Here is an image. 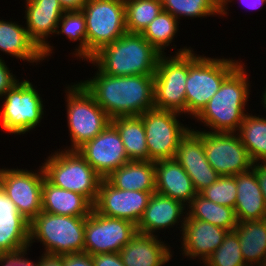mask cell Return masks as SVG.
<instances>
[{
    "mask_svg": "<svg viewBox=\"0 0 266 266\" xmlns=\"http://www.w3.org/2000/svg\"><path fill=\"white\" fill-rule=\"evenodd\" d=\"M91 79L80 81L112 119L140 116L154 106V75L111 76L99 69Z\"/></svg>",
    "mask_w": 266,
    "mask_h": 266,
    "instance_id": "1",
    "label": "cell"
},
{
    "mask_svg": "<svg viewBox=\"0 0 266 266\" xmlns=\"http://www.w3.org/2000/svg\"><path fill=\"white\" fill-rule=\"evenodd\" d=\"M161 54L138 33H125L87 62L111 76L155 75Z\"/></svg>",
    "mask_w": 266,
    "mask_h": 266,
    "instance_id": "2",
    "label": "cell"
},
{
    "mask_svg": "<svg viewBox=\"0 0 266 266\" xmlns=\"http://www.w3.org/2000/svg\"><path fill=\"white\" fill-rule=\"evenodd\" d=\"M245 65L240 64L221 84L219 90L195 119L209 127L210 132L236 133L247 113L250 89ZM245 111V112H244Z\"/></svg>",
    "mask_w": 266,
    "mask_h": 266,
    "instance_id": "3",
    "label": "cell"
},
{
    "mask_svg": "<svg viewBox=\"0 0 266 266\" xmlns=\"http://www.w3.org/2000/svg\"><path fill=\"white\" fill-rule=\"evenodd\" d=\"M203 56V57H202ZM197 56L189 52L186 80V114L195 118L219 90L223 81L241 64L237 60Z\"/></svg>",
    "mask_w": 266,
    "mask_h": 266,
    "instance_id": "4",
    "label": "cell"
},
{
    "mask_svg": "<svg viewBox=\"0 0 266 266\" xmlns=\"http://www.w3.org/2000/svg\"><path fill=\"white\" fill-rule=\"evenodd\" d=\"M86 217L55 215L41 211L29 226V245L37 240L45 254L67 255L84 252Z\"/></svg>",
    "mask_w": 266,
    "mask_h": 266,
    "instance_id": "5",
    "label": "cell"
},
{
    "mask_svg": "<svg viewBox=\"0 0 266 266\" xmlns=\"http://www.w3.org/2000/svg\"><path fill=\"white\" fill-rule=\"evenodd\" d=\"M45 178L54 186L77 192L94 204L103 179L77 150H62L42 163Z\"/></svg>",
    "mask_w": 266,
    "mask_h": 266,
    "instance_id": "6",
    "label": "cell"
},
{
    "mask_svg": "<svg viewBox=\"0 0 266 266\" xmlns=\"http://www.w3.org/2000/svg\"><path fill=\"white\" fill-rule=\"evenodd\" d=\"M66 88L67 121L72 145L65 150H77L101 133L111 123V118L81 82Z\"/></svg>",
    "mask_w": 266,
    "mask_h": 266,
    "instance_id": "7",
    "label": "cell"
},
{
    "mask_svg": "<svg viewBox=\"0 0 266 266\" xmlns=\"http://www.w3.org/2000/svg\"><path fill=\"white\" fill-rule=\"evenodd\" d=\"M170 58L165 54L158 59L154 75V106L157 109L186 114V80L189 71V52L180 48ZM167 56V57H166Z\"/></svg>",
    "mask_w": 266,
    "mask_h": 266,
    "instance_id": "8",
    "label": "cell"
},
{
    "mask_svg": "<svg viewBox=\"0 0 266 266\" xmlns=\"http://www.w3.org/2000/svg\"><path fill=\"white\" fill-rule=\"evenodd\" d=\"M81 11L86 21L87 60L127 33L124 0H87Z\"/></svg>",
    "mask_w": 266,
    "mask_h": 266,
    "instance_id": "9",
    "label": "cell"
},
{
    "mask_svg": "<svg viewBox=\"0 0 266 266\" xmlns=\"http://www.w3.org/2000/svg\"><path fill=\"white\" fill-rule=\"evenodd\" d=\"M3 96L0 126L4 131L23 135L39 125L44 116L43 99L30 81H17Z\"/></svg>",
    "mask_w": 266,
    "mask_h": 266,
    "instance_id": "10",
    "label": "cell"
},
{
    "mask_svg": "<svg viewBox=\"0 0 266 266\" xmlns=\"http://www.w3.org/2000/svg\"><path fill=\"white\" fill-rule=\"evenodd\" d=\"M182 114L169 110L153 108L140 117L145 128L149 161L171 159L175 157L180 140L191 127L179 123Z\"/></svg>",
    "mask_w": 266,
    "mask_h": 266,
    "instance_id": "11",
    "label": "cell"
},
{
    "mask_svg": "<svg viewBox=\"0 0 266 266\" xmlns=\"http://www.w3.org/2000/svg\"><path fill=\"white\" fill-rule=\"evenodd\" d=\"M137 233V225L116 217L101 215L92 209L86 217L84 231V252L119 253Z\"/></svg>",
    "mask_w": 266,
    "mask_h": 266,
    "instance_id": "12",
    "label": "cell"
},
{
    "mask_svg": "<svg viewBox=\"0 0 266 266\" xmlns=\"http://www.w3.org/2000/svg\"><path fill=\"white\" fill-rule=\"evenodd\" d=\"M206 131H202L206 158L220 176H235L253 167L237 133Z\"/></svg>",
    "mask_w": 266,
    "mask_h": 266,
    "instance_id": "13",
    "label": "cell"
},
{
    "mask_svg": "<svg viewBox=\"0 0 266 266\" xmlns=\"http://www.w3.org/2000/svg\"><path fill=\"white\" fill-rule=\"evenodd\" d=\"M39 167L37 172L18 168L0 169V183L5 195L29 222L42 211L41 196L45 174L42 166Z\"/></svg>",
    "mask_w": 266,
    "mask_h": 266,
    "instance_id": "14",
    "label": "cell"
},
{
    "mask_svg": "<svg viewBox=\"0 0 266 266\" xmlns=\"http://www.w3.org/2000/svg\"><path fill=\"white\" fill-rule=\"evenodd\" d=\"M153 193L118 189L104 178L100 181L93 209L101 215L125 219L137 225Z\"/></svg>",
    "mask_w": 266,
    "mask_h": 266,
    "instance_id": "15",
    "label": "cell"
},
{
    "mask_svg": "<svg viewBox=\"0 0 266 266\" xmlns=\"http://www.w3.org/2000/svg\"><path fill=\"white\" fill-rule=\"evenodd\" d=\"M77 151L103 179L130 161L120 134L112 123Z\"/></svg>",
    "mask_w": 266,
    "mask_h": 266,
    "instance_id": "16",
    "label": "cell"
},
{
    "mask_svg": "<svg viewBox=\"0 0 266 266\" xmlns=\"http://www.w3.org/2000/svg\"><path fill=\"white\" fill-rule=\"evenodd\" d=\"M174 159L189 175L197 193L220 177L207 161L201 130L190 129L187 132L179 142Z\"/></svg>",
    "mask_w": 266,
    "mask_h": 266,
    "instance_id": "17",
    "label": "cell"
},
{
    "mask_svg": "<svg viewBox=\"0 0 266 266\" xmlns=\"http://www.w3.org/2000/svg\"><path fill=\"white\" fill-rule=\"evenodd\" d=\"M26 29L31 40L42 51V56H51L54 47L46 38L55 35L61 16L65 13L58 0H25Z\"/></svg>",
    "mask_w": 266,
    "mask_h": 266,
    "instance_id": "18",
    "label": "cell"
},
{
    "mask_svg": "<svg viewBox=\"0 0 266 266\" xmlns=\"http://www.w3.org/2000/svg\"><path fill=\"white\" fill-rule=\"evenodd\" d=\"M30 222L17 210L5 195L0 183V256H17L27 253Z\"/></svg>",
    "mask_w": 266,
    "mask_h": 266,
    "instance_id": "19",
    "label": "cell"
},
{
    "mask_svg": "<svg viewBox=\"0 0 266 266\" xmlns=\"http://www.w3.org/2000/svg\"><path fill=\"white\" fill-rule=\"evenodd\" d=\"M229 231L198 219L186 218L181 235L183 257L205 260L222 244Z\"/></svg>",
    "mask_w": 266,
    "mask_h": 266,
    "instance_id": "20",
    "label": "cell"
},
{
    "mask_svg": "<svg viewBox=\"0 0 266 266\" xmlns=\"http://www.w3.org/2000/svg\"><path fill=\"white\" fill-rule=\"evenodd\" d=\"M185 208L186 206L182 202L154 192L137 224V233L155 235L156 231L170 229L176 224L179 225L180 222L181 226L179 228L182 232L186 220L184 214L187 213Z\"/></svg>",
    "mask_w": 266,
    "mask_h": 266,
    "instance_id": "21",
    "label": "cell"
},
{
    "mask_svg": "<svg viewBox=\"0 0 266 266\" xmlns=\"http://www.w3.org/2000/svg\"><path fill=\"white\" fill-rule=\"evenodd\" d=\"M157 234L136 235L119 251L125 266H162L172 259L173 253Z\"/></svg>",
    "mask_w": 266,
    "mask_h": 266,
    "instance_id": "22",
    "label": "cell"
},
{
    "mask_svg": "<svg viewBox=\"0 0 266 266\" xmlns=\"http://www.w3.org/2000/svg\"><path fill=\"white\" fill-rule=\"evenodd\" d=\"M156 192L187 206L197 195L192 180L174 159L155 161Z\"/></svg>",
    "mask_w": 266,
    "mask_h": 266,
    "instance_id": "23",
    "label": "cell"
},
{
    "mask_svg": "<svg viewBox=\"0 0 266 266\" xmlns=\"http://www.w3.org/2000/svg\"><path fill=\"white\" fill-rule=\"evenodd\" d=\"M237 198L235 215L237 222L266 218V205L255 169L236 175Z\"/></svg>",
    "mask_w": 266,
    "mask_h": 266,
    "instance_id": "24",
    "label": "cell"
},
{
    "mask_svg": "<svg viewBox=\"0 0 266 266\" xmlns=\"http://www.w3.org/2000/svg\"><path fill=\"white\" fill-rule=\"evenodd\" d=\"M42 211L55 215L87 217L93 204L83 195L51 184L46 178L42 185Z\"/></svg>",
    "mask_w": 266,
    "mask_h": 266,
    "instance_id": "25",
    "label": "cell"
},
{
    "mask_svg": "<svg viewBox=\"0 0 266 266\" xmlns=\"http://www.w3.org/2000/svg\"><path fill=\"white\" fill-rule=\"evenodd\" d=\"M112 186L129 191L156 192L155 163L128 161L105 178Z\"/></svg>",
    "mask_w": 266,
    "mask_h": 266,
    "instance_id": "26",
    "label": "cell"
},
{
    "mask_svg": "<svg viewBox=\"0 0 266 266\" xmlns=\"http://www.w3.org/2000/svg\"><path fill=\"white\" fill-rule=\"evenodd\" d=\"M0 51L32 64L44 60L42 51L31 40L26 27L1 19Z\"/></svg>",
    "mask_w": 266,
    "mask_h": 266,
    "instance_id": "27",
    "label": "cell"
},
{
    "mask_svg": "<svg viewBox=\"0 0 266 266\" xmlns=\"http://www.w3.org/2000/svg\"><path fill=\"white\" fill-rule=\"evenodd\" d=\"M233 231L239 238L246 265L258 266L266 257V218L237 222Z\"/></svg>",
    "mask_w": 266,
    "mask_h": 266,
    "instance_id": "28",
    "label": "cell"
},
{
    "mask_svg": "<svg viewBox=\"0 0 266 266\" xmlns=\"http://www.w3.org/2000/svg\"><path fill=\"white\" fill-rule=\"evenodd\" d=\"M130 161H149L145 128L140 116H120L111 119Z\"/></svg>",
    "mask_w": 266,
    "mask_h": 266,
    "instance_id": "29",
    "label": "cell"
},
{
    "mask_svg": "<svg viewBox=\"0 0 266 266\" xmlns=\"http://www.w3.org/2000/svg\"><path fill=\"white\" fill-rule=\"evenodd\" d=\"M186 207L187 210L189 209L185 214L186 218L208 222L229 232L233 231L237 226L234 208L216 204L203 197L200 193H197Z\"/></svg>",
    "mask_w": 266,
    "mask_h": 266,
    "instance_id": "30",
    "label": "cell"
},
{
    "mask_svg": "<svg viewBox=\"0 0 266 266\" xmlns=\"http://www.w3.org/2000/svg\"><path fill=\"white\" fill-rule=\"evenodd\" d=\"M237 134L253 163H266V117L245 115Z\"/></svg>",
    "mask_w": 266,
    "mask_h": 266,
    "instance_id": "31",
    "label": "cell"
},
{
    "mask_svg": "<svg viewBox=\"0 0 266 266\" xmlns=\"http://www.w3.org/2000/svg\"><path fill=\"white\" fill-rule=\"evenodd\" d=\"M127 33L141 34L163 10L161 0H124Z\"/></svg>",
    "mask_w": 266,
    "mask_h": 266,
    "instance_id": "32",
    "label": "cell"
},
{
    "mask_svg": "<svg viewBox=\"0 0 266 266\" xmlns=\"http://www.w3.org/2000/svg\"><path fill=\"white\" fill-rule=\"evenodd\" d=\"M180 20L169 12L162 10L155 19L143 30L141 35L161 54L170 46L179 30Z\"/></svg>",
    "mask_w": 266,
    "mask_h": 266,
    "instance_id": "33",
    "label": "cell"
},
{
    "mask_svg": "<svg viewBox=\"0 0 266 266\" xmlns=\"http://www.w3.org/2000/svg\"><path fill=\"white\" fill-rule=\"evenodd\" d=\"M55 34H64L71 41H79V45L74 49L76 51L73 54L79 59L87 60L86 21L82 11H66L61 16Z\"/></svg>",
    "mask_w": 266,
    "mask_h": 266,
    "instance_id": "34",
    "label": "cell"
},
{
    "mask_svg": "<svg viewBox=\"0 0 266 266\" xmlns=\"http://www.w3.org/2000/svg\"><path fill=\"white\" fill-rule=\"evenodd\" d=\"M164 11L176 19L180 17L204 18L221 14V8L214 0H161Z\"/></svg>",
    "mask_w": 266,
    "mask_h": 266,
    "instance_id": "35",
    "label": "cell"
},
{
    "mask_svg": "<svg viewBox=\"0 0 266 266\" xmlns=\"http://www.w3.org/2000/svg\"><path fill=\"white\" fill-rule=\"evenodd\" d=\"M205 266H247L234 231L225 236L222 244L205 260Z\"/></svg>",
    "mask_w": 266,
    "mask_h": 266,
    "instance_id": "36",
    "label": "cell"
},
{
    "mask_svg": "<svg viewBox=\"0 0 266 266\" xmlns=\"http://www.w3.org/2000/svg\"><path fill=\"white\" fill-rule=\"evenodd\" d=\"M200 194L216 204L235 208L237 198L236 175L220 176L217 181L201 191Z\"/></svg>",
    "mask_w": 266,
    "mask_h": 266,
    "instance_id": "37",
    "label": "cell"
},
{
    "mask_svg": "<svg viewBox=\"0 0 266 266\" xmlns=\"http://www.w3.org/2000/svg\"><path fill=\"white\" fill-rule=\"evenodd\" d=\"M17 81L15 75L9 70L5 61L0 57V97H2Z\"/></svg>",
    "mask_w": 266,
    "mask_h": 266,
    "instance_id": "38",
    "label": "cell"
},
{
    "mask_svg": "<svg viewBox=\"0 0 266 266\" xmlns=\"http://www.w3.org/2000/svg\"><path fill=\"white\" fill-rule=\"evenodd\" d=\"M64 266H95L92 255L88 253H74L62 255Z\"/></svg>",
    "mask_w": 266,
    "mask_h": 266,
    "instance_id": "39",
    "label": "cell"
},
{
    "mask_svg": "<svg viewBox=\"0 0 266 266\" xmlns=\"http://www.w3.org/2000/svg\"><path fill=\"white\" fill-rule=\"evenodd\" d=\"M92 259L95 266H125L119 253H98Z\"/></svg>",
    "mask_w": 266,
    "mask_h": 266,
    "instance_id": "40",
    "label": "cell"
},
{
    "mask_svg": "<svg viewBox=\"0 0 266 266\" xmlns=\"http://www.w3.org/2000/svg\"><path fill=\"white\" fill-rule=\"evenodd\" d=\"M27 253L17 256H0V264L2 266H33L31 260L25 257Z\"/></svg>",
    "mask_w": 266,
    "mask_h": 266,
    "instance_id": "41",
    "label": "cell"
},
{
    "mask_svg": "<svg viewBox=\"0 0 266 266\" xmlns=\"http://www.w3.org/2000/svg\"><path fill=\"white\" fill-rule=\"evenodd\" d=\"M37 262L31 261L33 266H64L62 256L42 254Z\"/></svg>",
    "mask_w": 266,
    "mask_h": 266,
    "instance_id": "42",
    "label": "cell"
},
{
    "mask_svg": "<svg viewBox=\"0 0 266 266\" xmlns=\"http://www.w3.org/2000/svg\"><path fill=\"white\" fill-rule=\"evenodd\" d=\"M253 168L255 169L256 176L262 190L264 197V202L266 205V163H253Z\"/></svg>",
    "mask_w": 266,
    "mask_h": 266,
    "instance_id": "43",
    "label": "cell"
},
{
    "mask_svg": "<svg viewBox=\"0 0 266 266\" xmlns=\"http://www.w3.org/2000/svg\"><path fill=\"white\" fill-rule=\"evenodd\" d=\"M64 11H81L87 0H58Z\"/></svg>",
    "mask_w": 266,
    "mask_h": 266,
    "instance_id": "44",
    "label": "cell"
},
{
    "mask_svg": "<svg viewBox=\"0 0 266 266\" xmlns=\"http://www.w3.org/2000/svg\"><path fill=\"white\" fill-rule=\"evenodd\" d=\"M233 0H228L222 7H221V14L220 17L223 15H227L228 3L232 2ZM242 3L248 8L257 9L263 6L266 3V0H241ZM227 5V6H226ZM227 7V8H226ZM226 9V10H225Z\"/></svg>",
    "mask_w": 266,
    "mask_h": 266,
    "instance_id": "45",
    "label": "cell"
},
{
    "mask_svg": "<svg viewBox=\"0 0 266 266\" xmlns=\"http://www.w3.org/2000/svg\"><path fill=\"white\" fill-rule=\"evenodd\" d=\"M214 1L221 8L228 0H214Z\"/></svg>",
    "mask_w": 266,
    "mask_h": 266,
    "instance_id": "46",
    "label": "cell"
},
{
    "mask_svg": "<svg viewBox=\"0 0 266 266\" xmlns=\"http://www.w3.org/2000/svg\"><path fill=\"white\" fill-rule=\"evenodd\" d=\"M262 97L263 98H261L262 99V101H261L262 103L261 104H263L264 108L266 109V88H265V91H264Z\"/></svg>",
    "mask_w": 266,
    "mask_h": 266,
    "instance_id": "47",
    "label": "cell"
},
{
    "mask_svg": "<svg viewBox=\"0 0 266 266\" xmlns=\"http://www.w3.org/2000/svg\"><path fill=\"white\" fill-rule=\"evenodd\" d=\"M258 266H266V257L261 261Z\"/></svg>",
    "mask_w": 266,
    "mask_h": 266,
    "instance_id": "48",
    "label": "cell"
}]
</instances>
